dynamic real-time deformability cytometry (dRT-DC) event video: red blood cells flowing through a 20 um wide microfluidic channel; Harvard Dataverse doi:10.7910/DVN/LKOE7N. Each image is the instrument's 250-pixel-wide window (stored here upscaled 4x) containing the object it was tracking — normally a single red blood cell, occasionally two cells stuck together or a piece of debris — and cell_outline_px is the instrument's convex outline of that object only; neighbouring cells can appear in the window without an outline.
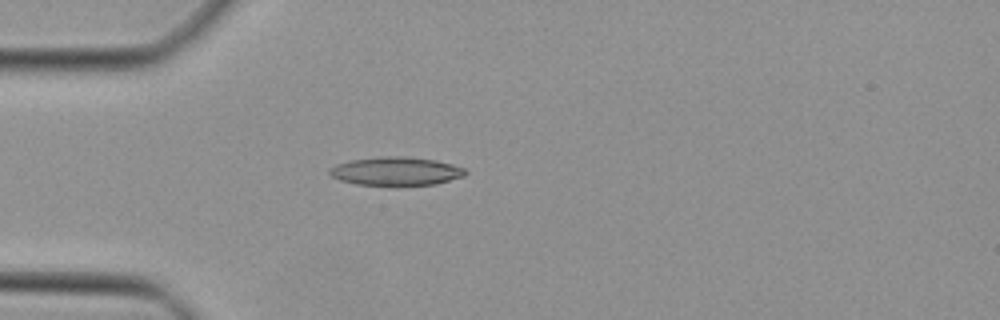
{"species": "Egyptian fruit bat (a non-hibernating species)", "species_latin": "Rousettus aegyptiacus", "temperature_condition": "cold", "stored_images_in_passage": 35, "camera_frame_rate_fps": 3000, "um_per_image_px": 0.085, "animal": {"sex": "female"}, "frame": {"image": 1, "passage_image": 1, "time_ms": 0.0, "image_size_px": [1000, 320], "cell_outline_px": [[468, 172], [464, 176], [436, 184], [396, 188], [356, 184], [340, 180], [332, 176], [328, 172], [328, 168], [336, 164], [352, 160], [380, 156], [404, 156], [436, 160], [452, 164], [464, 168]], "centroid_in_image_um": [33.65, 14.59], "position_along_channel_um": 51.3, "area_um2": 23.41}}
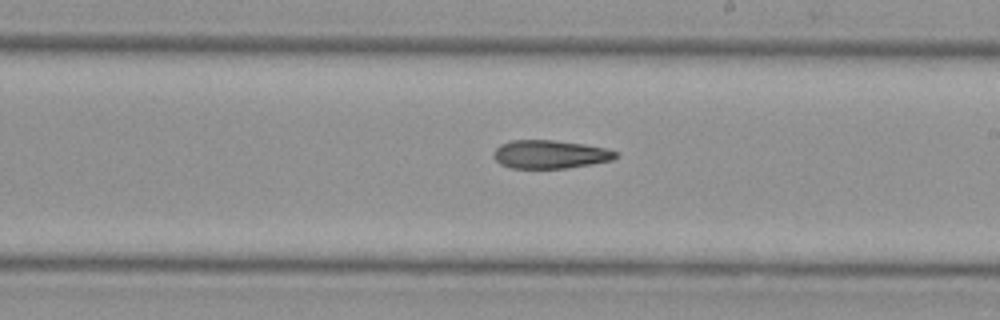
{"frame": {"image": 2, "passage_image": 15, "time_ms": 4.667, "image_size_px": [1000, 320], "cell_outline_px": [[620, 156], [612, 160], [592, 164], [568, 168], [512, 168], [500, 164], [492, 156], [492, 152], [500, 144], [512, 140], [552, 140], [584, 144], [608, 148], [616, 152]], "centroid_in_image_um": [46.76, 13.12], "position_along_channel_um": 242.2, "area_um2": 20.35}}
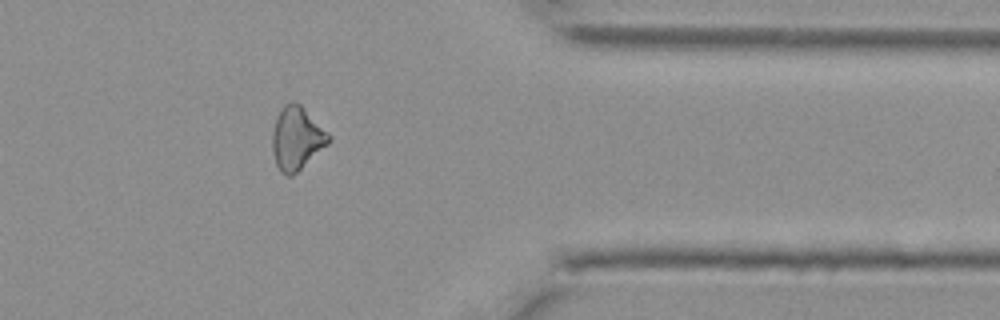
{"frame": {"image": 3, "passage_image": 26, "time_ms": 8.333, "image_size_px": [1000, 320], "cell_outline_px": [[332, 140], [328, 144], [292, 176], [288, 176], [280, 172], [276, 164], [272, 148], [272, 132], [276, 116], [280, 108], [284, 104], [300, 104], [332, 136]], "centroid_in_image_um": [25.22, 11.77], "position_along_channel_um": 386.2, "area_um2": 20.58}}